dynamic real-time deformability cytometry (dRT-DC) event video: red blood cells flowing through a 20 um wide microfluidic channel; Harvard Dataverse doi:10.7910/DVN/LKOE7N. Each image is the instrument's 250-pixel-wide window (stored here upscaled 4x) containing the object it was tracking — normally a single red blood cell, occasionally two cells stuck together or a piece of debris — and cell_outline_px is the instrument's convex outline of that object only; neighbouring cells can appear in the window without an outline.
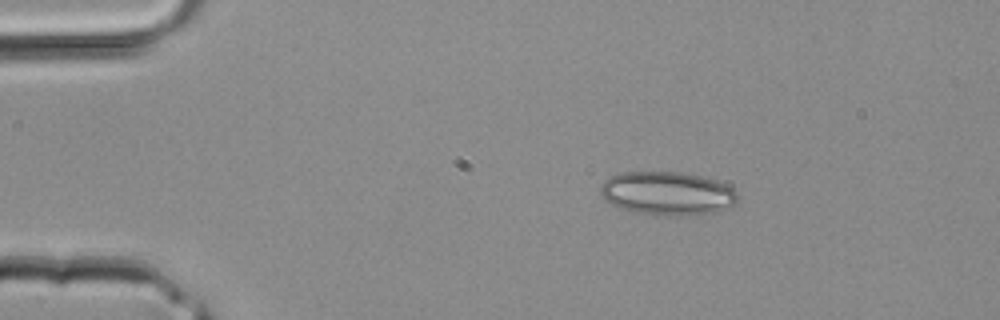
{"species": "common noctule bat (a hibernating species)", "species_latin": "Nyctalus noctula", "temperature_condition": "room temperature", "stored_images_in_passage": 2, "camera_frame_rate_fps": 3000, "um_per_image_px": 0.085, "animal": {"sex": "male", "body_mass_g": 20.4}, "frame": {"image": 1, "passage_image": 1, "time_ms": 0.0, "image_size_px": [1000, 320], "cell_outline_px": [[736, 204], [720, 212], [692, 216], [668, 216], [632, 212], [620, 208], [612, 204], [600, 192], [600, 184], [604, 180], [620, 172], [680, 172], [700, 176], [716, 180], [732, 188], [736, 192]], "centroid_in_image_um": [56.75, 16.46], "position_along_channel_um": 28.3, "area_um2": 35.08}}